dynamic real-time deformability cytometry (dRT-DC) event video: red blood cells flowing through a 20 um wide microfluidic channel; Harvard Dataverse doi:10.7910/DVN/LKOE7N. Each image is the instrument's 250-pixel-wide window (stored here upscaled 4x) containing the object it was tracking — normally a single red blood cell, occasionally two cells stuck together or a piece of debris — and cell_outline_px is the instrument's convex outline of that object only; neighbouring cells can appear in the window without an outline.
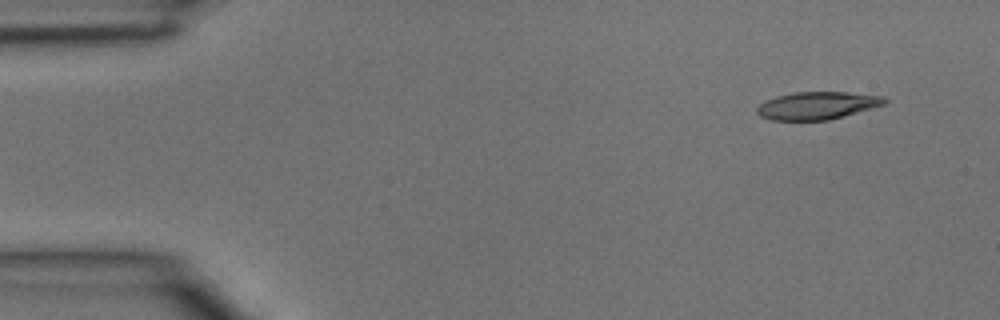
{"species": "common noctule bat (a hibernating species)", "species_latin": "Nyctalus noctula", "temperature_condition": "room temperature", "stored_images_in_passage": 2, "camera_frame_rate_fps": 3000, "um_per_image_px": 0.085, "animal": {"sex": "male", "body_mass_g": 15.6}, "frame": {"image": 1, "passage_image": 1, "time_ms": 0.0, "image_size_px": [1000, 320], "cell_outline_px": [[888, 104], [844, 116], [828, 120], [772, 120], [760, 116], [756, 112], [756, 108], [760, 104], [776, 96], [792, 92], [848, 92], [884, 96], [888, 100]], "centroid_in_image_um": [69.51, 8.97], "position_along_channel_um": 15.5, "area_um2": 20.69}}